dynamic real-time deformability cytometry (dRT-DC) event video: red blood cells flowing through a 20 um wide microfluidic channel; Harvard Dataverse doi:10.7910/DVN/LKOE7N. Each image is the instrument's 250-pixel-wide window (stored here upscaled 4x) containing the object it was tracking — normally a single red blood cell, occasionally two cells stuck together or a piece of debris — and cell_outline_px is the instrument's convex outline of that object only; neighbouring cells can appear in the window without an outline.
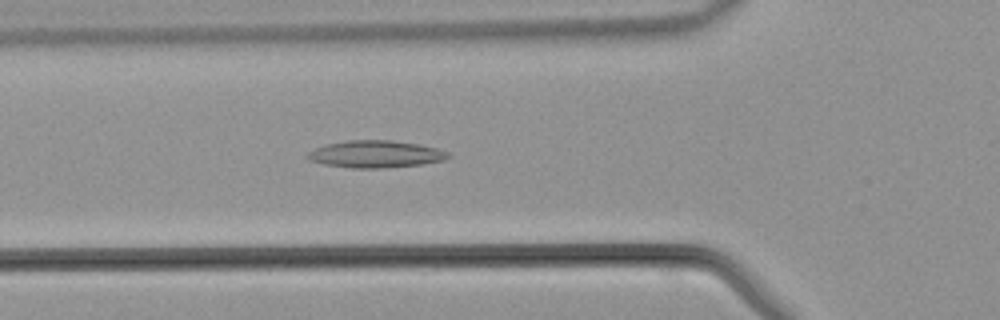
{"species": "common noctule bat (a hibernating species)", "species_latin": "Nyctalus noctula", "temperature_condition": "warm", "stored_images_in_passage": 43, "camera_frame_rate_fps": 3000, "um_per_image_px": 0.085, "animal": {"sex": "male", "body_mass_g": 21.5, "forearm_length_mm": 52.0}, "frame": {"image": 1, "passage_image": 15, "time_ms": 4.667, "image_size_px": [1000, 320], "cell_outline_px": [[452, 156], [444, 160], [420, 164], [380, 168], [352, 168], [324, 164], [308, 160], [304, 156], [308, 152], [316, 148], [328, 144], [348, 140], [392, 140], [420, 144], [436, 148], [448, 152]], "centroid_in_image_um": [31.91, 13.1], "position_along_channel_um": 93.9, "area_um2": 22.2}}
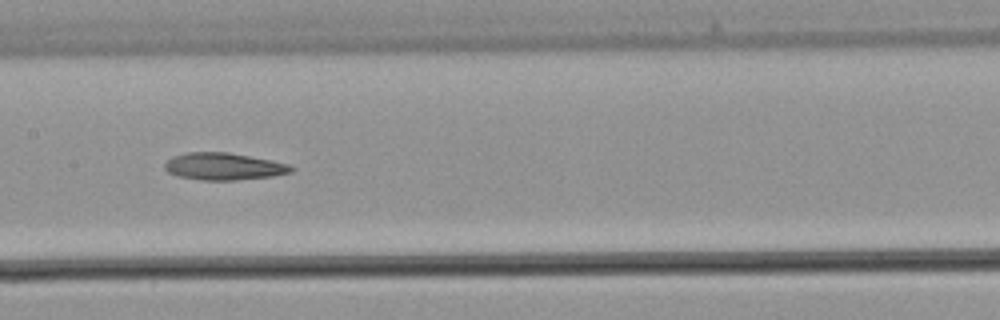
{"frame": {"image": 2, "passage_image": 21, "time_ms": 6.667, "image_size_px": [1000, 320], "cell_outline_px": [[296, 168], [292, 172], [272, 176], [236, 180], [200, 180], [180, 176], [168, 172], [164, 168], [164, 164], [172, 156], [184, 152], [228, 152], [288, 164]], "centroid_in_image_um": [18.99, 14.14], "position_along_channel_um": 188.4, "area_um2": 19.88}}
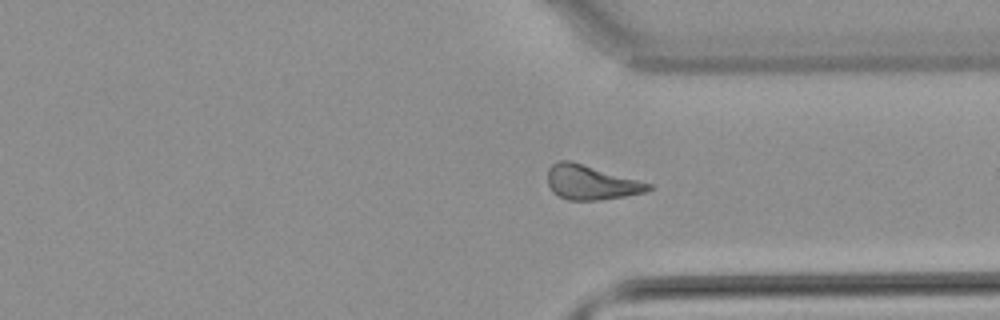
{"frame": {"image": 3, "passage_image": 32, "time_ms": 10.333, "image_size_px": [1000, 320], "cell_outline_px": [[652, 188], [648, 192], [624, 196], [596, 200], [568, 200], [556, 196], [552, 192], [548, 184], [548, 168], [552, 164], [560, 160], [568, 160], [652, 184]], "centroid_in_image_um": [50.2, 15.52], "position_along_channel_um": 361.2, "area_um2": 20.06}}